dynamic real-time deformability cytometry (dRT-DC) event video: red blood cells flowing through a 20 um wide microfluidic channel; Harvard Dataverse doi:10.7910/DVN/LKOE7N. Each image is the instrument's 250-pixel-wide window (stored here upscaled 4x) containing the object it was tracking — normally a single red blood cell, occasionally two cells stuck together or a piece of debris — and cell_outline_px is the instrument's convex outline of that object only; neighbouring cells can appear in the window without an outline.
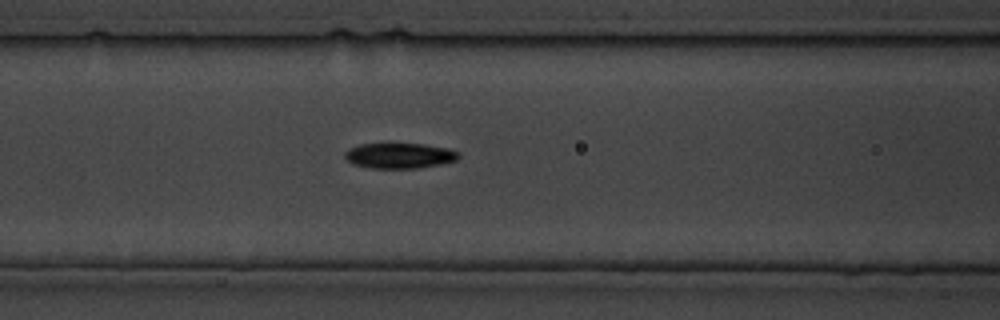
{"species": "common noctule bat (a hibernating species)", "species_latin": "Nyctalus noctula", "temperature_condition": "cold", "stored_images_in_passage": 13, "camera_frame_rate_fps": 3000, "um_per_image_px": 0.085, "animal": {"sex": "male", "body_mass_g": 19.5, "forearm_length_mm": 54.6}, "frame": {"image": 1, "passage_image": 6, "time_ms": 6.667, "image_size_px": [1000, 320], "cell_outline_px": [[460, 156], [456, 160], [440, 164], [420, 168], [372, 168], [352, 164], [344, 156], [344, 152], [348, 148], [360, 144], [424, 144], [448, 148], [460, 152]], "centroid_in_image_um": [33.96, 13.23], "position_along_channel_um": 132.6, "area_um2": 16.88}}
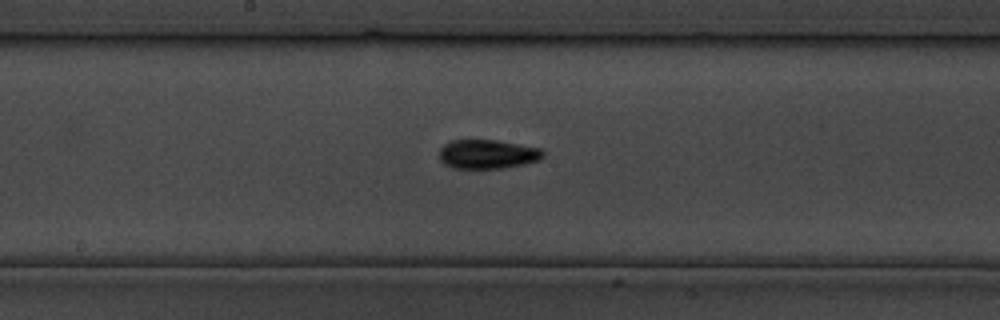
{"frame": {"image": 2, "passage_image": 10, "time_ms": 11.333, "image_size_px": [1000, 320], "cell_outline_px": [[544, 156], [540, 160], [524, 164], [500, 168], [452, 168], [444, 164], [440, 160], [440, 148], [444, 144], [452, 140], [496, 140], [540, 148], [544, 152]], "centroid_in_image_um": [41.43, 13.1], "position_along_channel_um": 206.8, "area_um2": 17.57}}
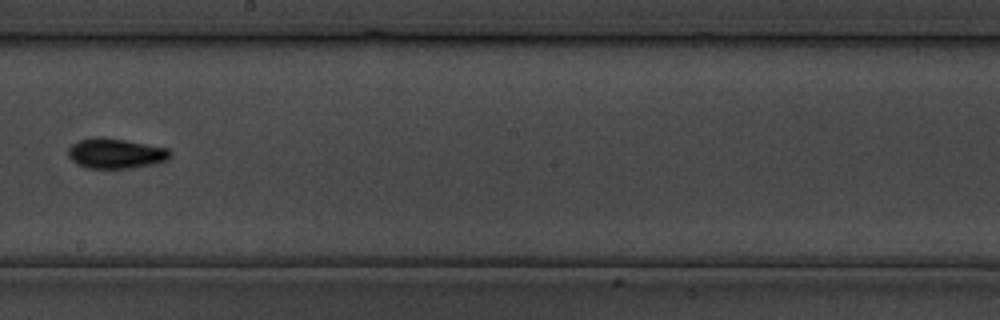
{"frame": {"image": 3, "passage_image": 12, "time_ms": 13.333, "image_size_px": [1000, 320], "cell_outline_px": [[172, 156], [168, 160], [152, 164], [128, 168], [88, 168], [76, 164], [68, 156], [68, 148], [72, 144], [80, 140], [96, 136], [104, 136], [168, 148], [172, 152]], "centroid_in_image_um": [9.83, 13.03], "position_along_channel_um": 238.4, "area_um2": 18.03}}